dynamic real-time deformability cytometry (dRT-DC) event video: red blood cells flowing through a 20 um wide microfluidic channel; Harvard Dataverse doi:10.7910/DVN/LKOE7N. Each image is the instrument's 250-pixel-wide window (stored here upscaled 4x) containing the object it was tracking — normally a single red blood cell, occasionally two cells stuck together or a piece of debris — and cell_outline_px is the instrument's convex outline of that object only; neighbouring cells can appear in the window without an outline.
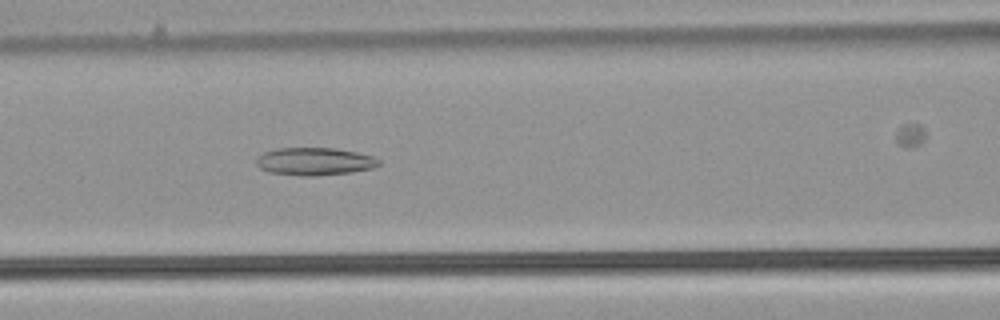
{"species": "common noctule bat (a hibernating species)", "species_latin": "Nyctalus noctula", "temperature_condition": "warm", "stored_images_in_passage": 34, "camera_frame_rate_fps": 3000, "um_per_image_px": 0.085, "animal": {"sex": "male", "body_mass_g": 21.5, "forearm_length_mm": 52.0}, "frame": {"image": 1, "passage_image": 14, "time_ms": 4.333, "image_size_px": [1000, 320], "cell_outline_px": [[380, 164], [372, 168], [352, 172], [316, 176], [300, 176], [268, 172], [260, 168], [256, 164], [256, 156], [264, 152], [276, 148], [336, 148], [356, 152], [372, 156], [380, 160]], "centroid_in_image_um": [26.71, 13.72], "position_along_channel_um": 139.9, "area_um2": 19.94}}
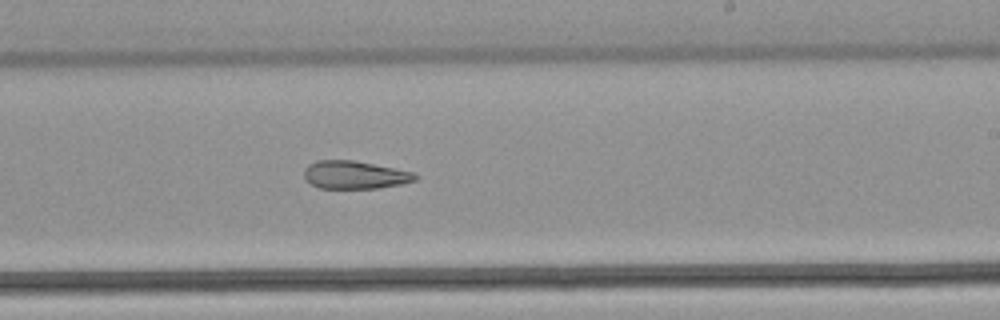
{"frame": {"image": 2, "passage_image": 23, "time_ms": 7.333, "image_size_px": [1000, 320], "cell_outline_px": [[416, 180], [400, 184], [376, 188], [320, 188], [312, 184], [304, 176], [304, 168], [308, 164], [316, 160], [352, 160], [412, 172], [416, 176]], "centroid_in_image_um": [30.09, 14.86], "position_along_channel_um": 258.9, "area_um2": 17.74}}
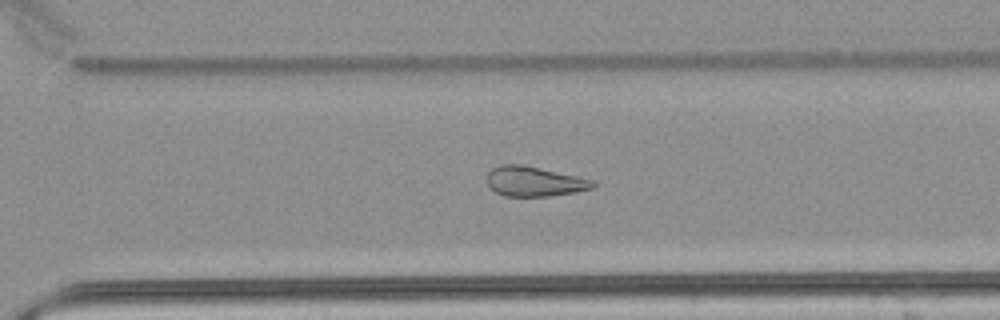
{"frame": {"image": 3, "passage_image": 28, "time_ms": 9.0, "image_size_px": [1000, 320], "cell_outline_px": [[596, 184], [592, 188], [576, 192], [552, 196], [504, 196], [488, 188], [488, 172], [492, 168], [500, 164], [524, 164], [596, 180]], "centroid_in_image_um": [45.43, 15.41], "position_along_channel_um": 325.2, "area_um2": 18.73}}